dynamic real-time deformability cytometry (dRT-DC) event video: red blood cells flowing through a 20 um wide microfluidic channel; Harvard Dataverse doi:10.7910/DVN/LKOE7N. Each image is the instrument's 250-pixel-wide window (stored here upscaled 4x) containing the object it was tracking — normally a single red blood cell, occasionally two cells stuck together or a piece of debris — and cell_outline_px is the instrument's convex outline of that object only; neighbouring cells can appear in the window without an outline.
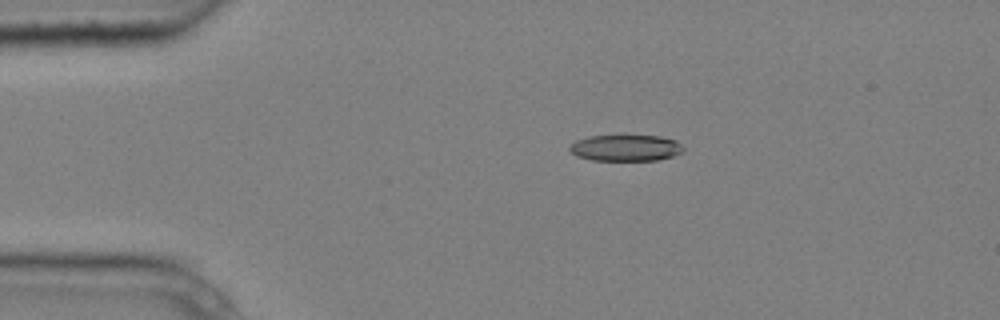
{"species": "common noctule bat (a hibernating species)", "species_latin": "Nyctalus noctula", "temperature_condition": "cold", "stored_images_in_passage": 8, "camera_frame_rate_fps": 3000, "um_per_image_px": 0.085, "animal": {"sex": "male", "body_mass_g": 20.4}, "frame": {"image": 1, "passage_image": 3, "time_ms": 0.667, "image_size_px": [1000, 320], "cell_outline_px": [[684, 152], [672, 156], [656, 160], [592, 160], [576, 156], [568, 148], [576, 140], [588, 136], [660, 136], [676, 140], [684, 148]], "centroid_in_image_um": [53.19, 12.57], "position_along_channel_um": 31.8, "area_um2": 17.34}}
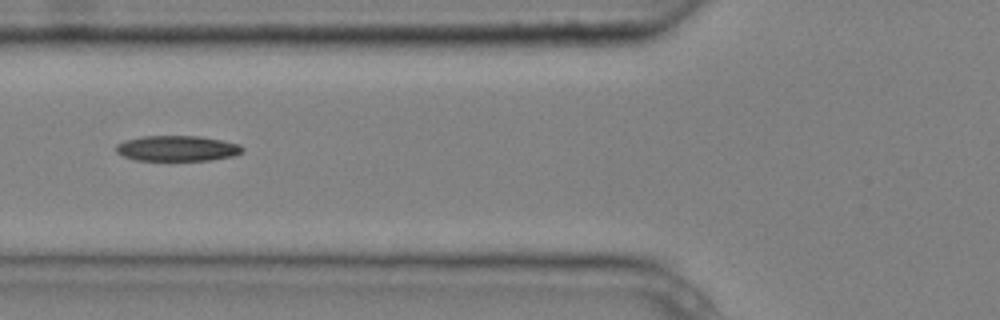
{"frame": {"image": 2, "passage_image": 6, "time_ms": 1.667, "image_size_px": [1000, 320], "cell_outline_px": [[244, 148], [236, 156], [212, 160], [136, 160], [124, 156], [116, 152], [116, 144], [124, 140], [144, 136], [200, 136], [240, 144]], "centroid_in_image_um": [15.07, 12.61], "position_along_channel_um": 110.7, "area_um2": 18.79}}
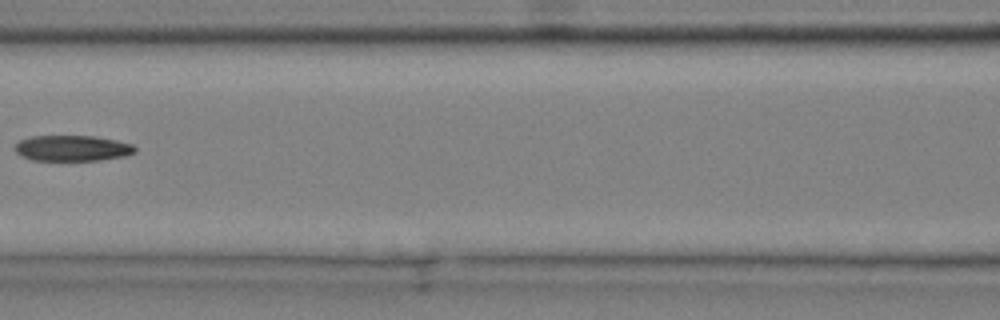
{"frame": {"image": 3, "passage_image": 7, "time_ms": 2.0, "image_size_px": [1000, 320], "cell_outline_px": [[136, 152], [124, 156], [100, 160], [32, 160], [20, 156], [16, 152], [16, 144], [20, 140], [32, 136], [96, 136], [116, 140], [132, 144], [136, 148]], "centroid_in_image_um": [6.16, 12.59], "position_along_channel_um": 160.4, "area_um2": 17.98}}